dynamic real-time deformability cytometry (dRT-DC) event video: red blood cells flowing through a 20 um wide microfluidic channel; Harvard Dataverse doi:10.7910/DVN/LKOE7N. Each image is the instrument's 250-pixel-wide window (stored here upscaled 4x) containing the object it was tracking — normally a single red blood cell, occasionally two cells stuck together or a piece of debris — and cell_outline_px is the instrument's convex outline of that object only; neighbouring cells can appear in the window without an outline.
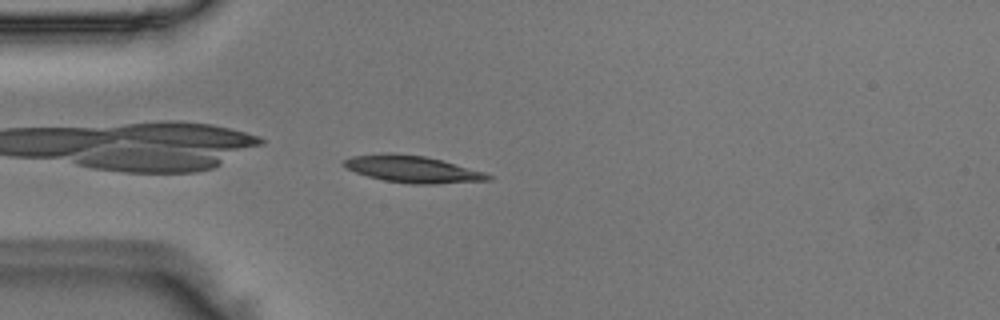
{"species": "Egyptian fruit bat (a non-hibernating species)", "species_latin": "Rousettus aegyptiacus", "temperature_condition": "room temperature", "stored_images_in_passage": 39, "camera_frame_rate_fps": 3000, "um_per_image_px": 0.085, "animal": {"sex": "male"}, "frame": {"image": 1, "passage_image": 2, "time_ms": 0.333, "image_size_px": [1000, 320], "cell_outline_px": [[492, 180], [436, 184], [412, 184], [384, 180], [368, 176], [356, 172], [348, 168], [344, 164], [344, 160], [352, 156], [384, 152], [396, 152], [424, 156], [440, 160], [484, 172], [492, 176]], "centroid_in_image_um": [35.06, 14.37], "position_along_channel_um": 49.9, "area_um2": 22.48}}
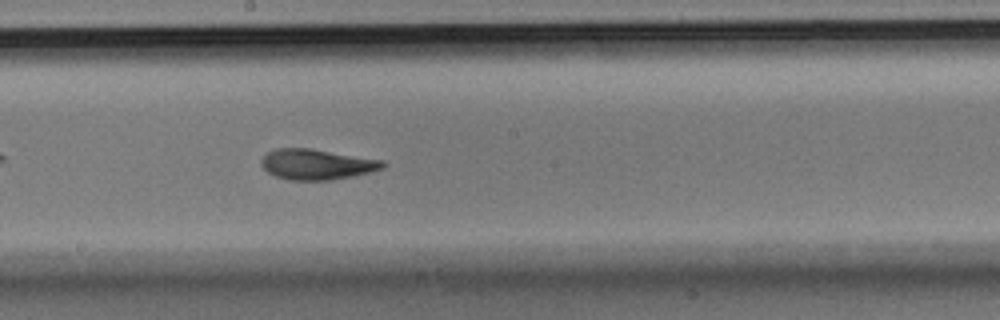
{"frame": {"image": 2, "passage_image": 16, "time_ms": 5.0, "image_size_px": [1000, 320], "cell_outline_px": [[388, 164], [384, 168], [352, 176], [332, 180], [288, 180], [276, 176], [268, 172], [260, 164], [260, 160], [268, 152], [276, 148], [312, 148], [384, 160]], "centroid_in_image_um": [26.94, 13.96], "position_along_channel_um": 221.3, "area_um2": 21.73}}
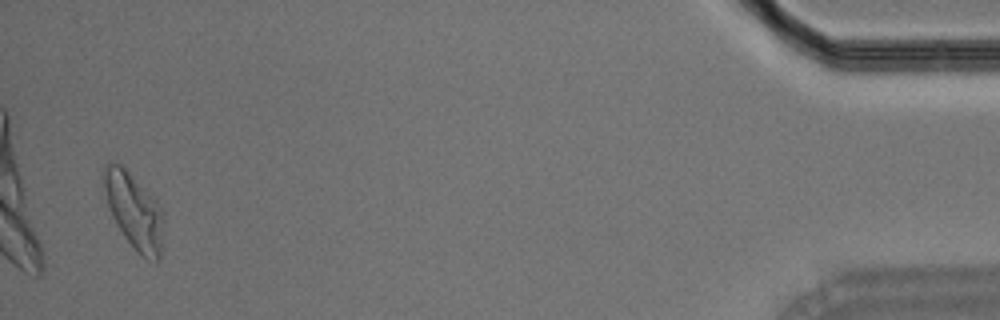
{"frame": {"image": 3, "passage_image": 38, "time_ms": 12.333, "image_size_px": [1000, 320], "cell_outline_px": [[164, 212], [160, 260], [156, 264], [140, 256], [136, 252], [124, 236], [116, 224], [112, 216], [108, 204], [104, 188], [104, 168], [108, 164], [120, 164], [156, 200]], "centroid_in_image_um": [11.44, 18.03], "position_along_channel_um": 423.8, "area_um2": 26.07}}